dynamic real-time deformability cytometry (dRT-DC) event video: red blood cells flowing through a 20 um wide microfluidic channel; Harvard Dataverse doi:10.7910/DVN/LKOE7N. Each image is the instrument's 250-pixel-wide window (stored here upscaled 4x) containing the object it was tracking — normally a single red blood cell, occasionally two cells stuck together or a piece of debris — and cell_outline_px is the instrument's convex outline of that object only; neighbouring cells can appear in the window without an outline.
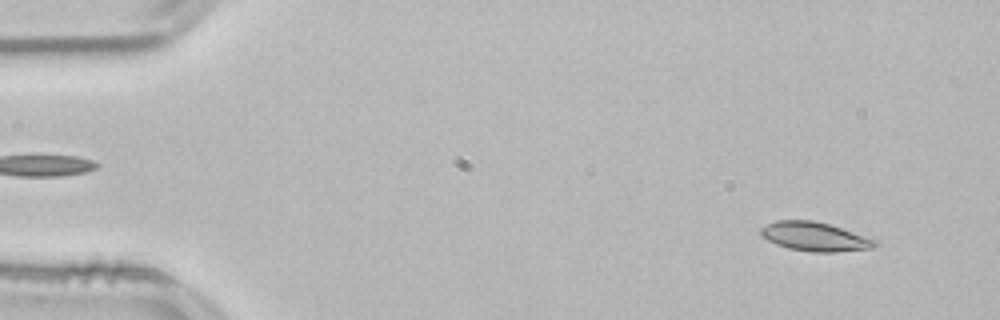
{"species": "common noctule bat (a hibernating species)", "species_latin": "Nyctalus noctula", "temperature_condition": "room temperature", "stored_images_in_passage": 54, "camera_frame_rate_fps": 3000, "um_per_image_px": 0.085, "animal": {"sex": "male", "body_mass_g": 21.5, "forearm_length_mm": 52.0}, "frame": {"image": 1, "passage_image": 5, "time_ms": 1.333, "image_size_px": [1000, 320], "cell_outline_px": [[876, 244], [872, 248], [836, 252], [812, 252], [788, 248], [776, 244], [768, 240], [760, 232], [760, 228], [776, 220], [812, 220], [828, 224], [876, 240]], "centroid_in_image_um": [69.22, 20.12], "position_along_channel_um": 15.8, "area_um2": 18.9}}
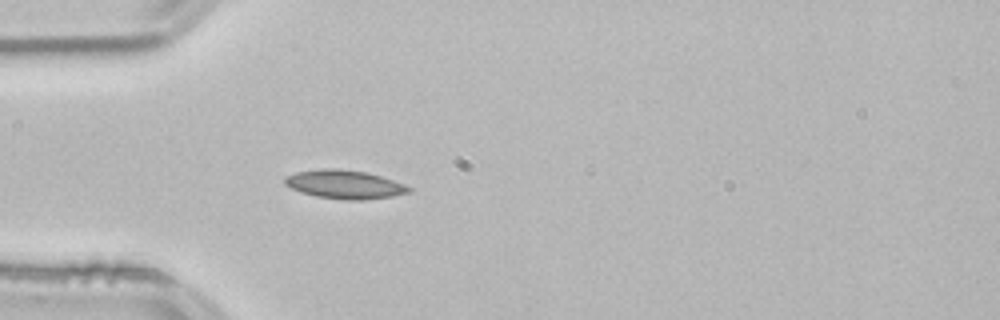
{"frame": {"image": 2, "passage_image": 16, "time_ms": 5.0, "image_size_px": [1000, 320], "cell_outline_px": [[412, 192], [392, 196], [364, 200], [348, 200], [316, 196], [300, 192], [284, 184], [284, 180], [288, 176], [296, 172], [320, 168], [336, 168], [368, 172], [404, 184], [412, 188]], "centroid_in_image_um": [29.3, 15.67], "position_along_channel_um": 55.7, "area_um2": 20.69}}
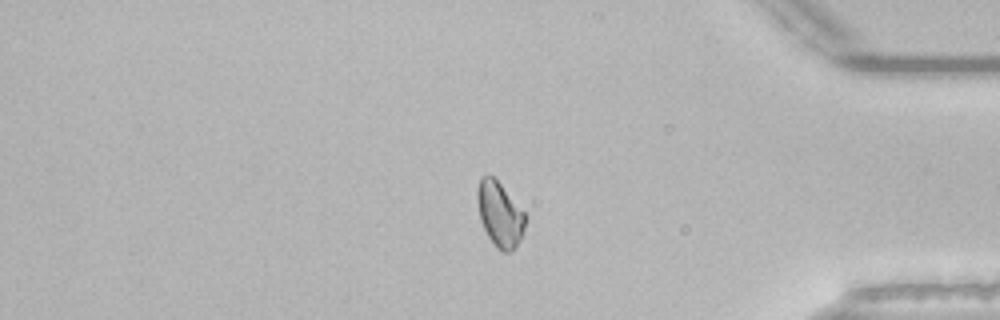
{"frame": {"image": 3, "passage_image": 45, "time_ms": 14.667, "image_size_px": [1000, 320], "cell_outline_px": [[524, 232], [520, 240], [512, 252], [500, 252], [496, 248], [488, 236], [480, 220], [476, 200], [476, 188], [480, 176], [492, 176], [500, 184], [524, 212]], "centroid_in_image_um": [42.44, 18.23], "position_along_channel_um": 392.8, "area_um2": 18.09}, "authors_computed_cell_mechanics": {"area_um2": 18.5249, "velocity_mm_per_s": 3.8211, "shape_relaxation_time_tau1_ms": null, "shape_relaxation_time_tau2_ms": 6.7094, "deformation_change_tau1": null, "deformation_change_tau2": 0.116}}